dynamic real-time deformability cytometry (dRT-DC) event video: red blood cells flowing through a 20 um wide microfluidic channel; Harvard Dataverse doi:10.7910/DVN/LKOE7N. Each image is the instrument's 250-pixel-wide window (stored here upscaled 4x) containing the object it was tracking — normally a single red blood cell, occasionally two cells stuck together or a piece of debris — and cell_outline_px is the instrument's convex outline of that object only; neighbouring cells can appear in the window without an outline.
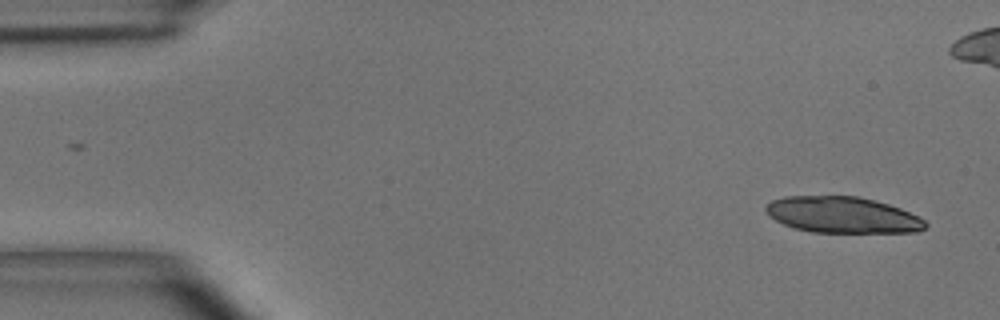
{"species": "common noctule bat (a hibernating species)", "species_latin": "Nyctalus noctula", "temperature_condition": "room temperature", "stored_images_in_passage": 17, "camera_frame_rate_fps": 3000, "um_per_image_px": 0.085, "animal": {"sex": "male", "body_mass_g": 15.6}, "frame": {"image": 1, "passage_image": 1, "time_ms": 0.0, "image_size_px": [1000, 320], "cell_outline_px": [[928, 228], [920, 232], [812, 232], [792, 228], [768, 216], [764, 208], [772, 200], [784, 196], [860, 196], [876, 200], [900, 208], [920, 216], [928, 224]], "centroid_in_image_um": [71.64, 18.27], "position_along_channel_um": 13.4, "area_um2": 33.99}}